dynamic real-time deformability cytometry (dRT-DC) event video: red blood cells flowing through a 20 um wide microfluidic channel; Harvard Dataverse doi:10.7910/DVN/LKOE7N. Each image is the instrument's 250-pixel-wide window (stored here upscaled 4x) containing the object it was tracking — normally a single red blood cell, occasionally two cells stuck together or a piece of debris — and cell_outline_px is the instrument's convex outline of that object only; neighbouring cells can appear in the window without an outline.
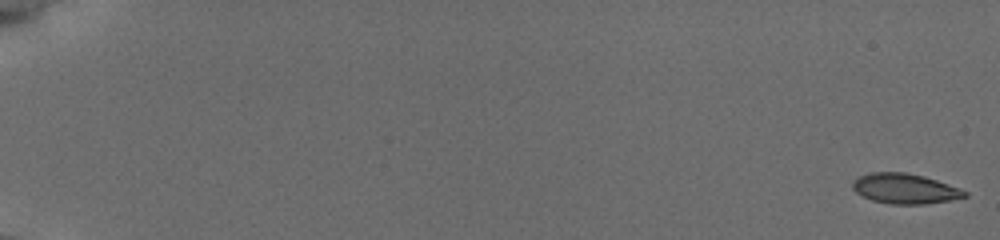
{"species": "common noctule bat (a hibernating species)", "species_latin": "Nyctalus noctula", "temperature_condition": "cold", "stored_images_in_passage": 56, "camera_frame_rate_fps": 3000, "um_per_image_px": 0.085, "animal": {"sex": "female", "body_mass_g": 19.5, "forearm_length_mm": 54.1}, "frame": {"image": 1, "passage_image": 1, "time_ms": 0.0, "image_size_px": [1000, 240], "cell_outline_px": [[968, 196], [948, 200], [924, 204], [888, 204], [872, 200], [856, 192], [852, 188], [852, 180], [860, 176], [872, 172], [904, 172], [924, 176], [960, 188], [968, 192]], "centroid_in_image_um": [76.9, 16.03], "position_along_channel_um": 8.1, "area_um2": 19.59}}
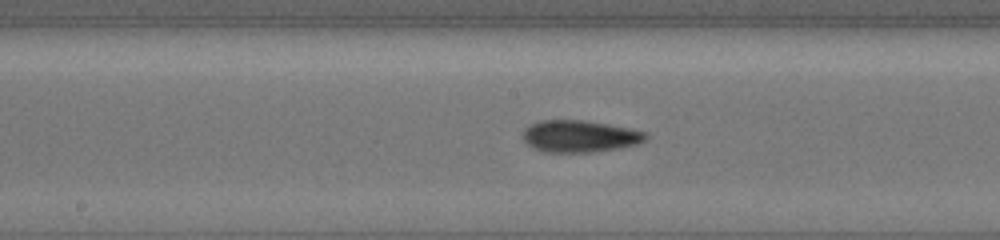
{"frame": {"image": 2, "passage_image": 32, "time_ms": 10.333, "image_size_px": [1000, 240], "cell_outline_px": [[648, 136], [640, 144], [620, 148], [592, 152], [544, 152], [532, 148], [524, 140], [524, 132], [532, 124], [544, 120], [580, 120], [628, 128], [644, 132]], "centroid_in_image_um": [49.29, 11.6], "position_along_channel_um": 198.9, "area_um2": 22.48}}
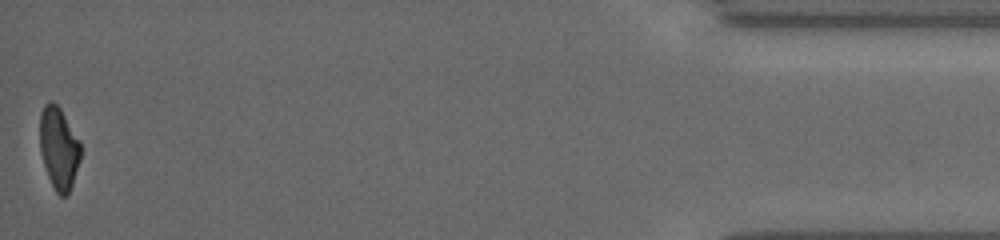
{"frame": {"image": 3, "passage_image": 56, "time_ms": 18.333, "image_size_px": [1000, 240], "cell_outline_px": [[80, 160], [68, 196], [60, 196], [56, 192], [48, 176], [40, 152], [40, 112], [44, 104], [48, 100], [52, 100], [60, 108], [80, 140]], "centroid_in_image_um": [4.99, 12.57], "position_along_channel_um": 430.2, "area_um2": 19.59}, "authors_computed_cell_mechanics": {"area_um2": 20.9814, "velocity_mm_per_s": 3.8376, "shape_relaxation_time_tau1_ms": 4.6878, "shape_relaxation_time_tau2_ms": 3.8054, "deformation_change_tau1": 0.1203, "deformation_change_tau2": 0.1027}}